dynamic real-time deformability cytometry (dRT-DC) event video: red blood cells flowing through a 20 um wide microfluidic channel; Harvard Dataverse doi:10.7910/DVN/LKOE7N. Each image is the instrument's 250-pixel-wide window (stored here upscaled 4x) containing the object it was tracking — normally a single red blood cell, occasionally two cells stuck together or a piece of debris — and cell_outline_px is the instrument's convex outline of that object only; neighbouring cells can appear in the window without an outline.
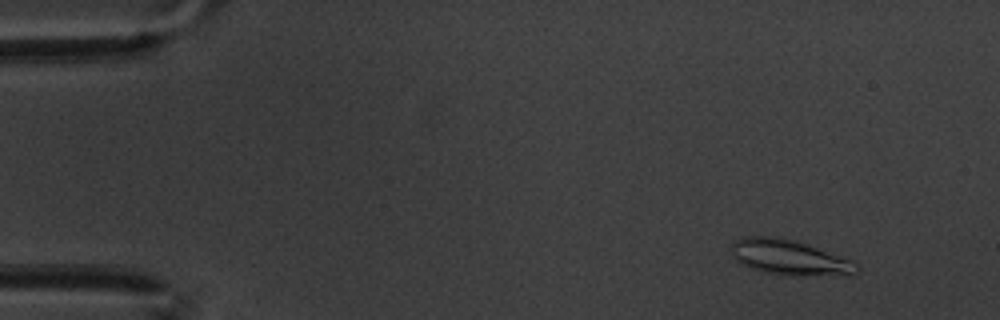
{"species": "common noctule bat (a hibernating species)", "species_latin": "Nyctalus noctula", "temperature_condition": "warm", "stored_images_in_passage": 60, "camera_frame_rate_fps": 3000, "um_per_image_px": 0.085, "animal": {"sex": "male", "body_mass_g": 20.1, "forearm_length_mm": 53.5}, "frame": {"image": 1, "passage_image": 6, "time_ms": 1.667, "image_size_px": [1000, 320], "cell_outline_px": [[860, 268], [856, 272], [792, 276], [764, 272], [752, 268], [736, 260], [732, 256], [732, 244], [736, 240], [744, 236], [780, 236], [796, 240], [848, 260], [856, 264]], "centroid_in_image_um": [66.98, 21.85], "position_along_channel_um": 18.0, "area_um2": 24.91}}
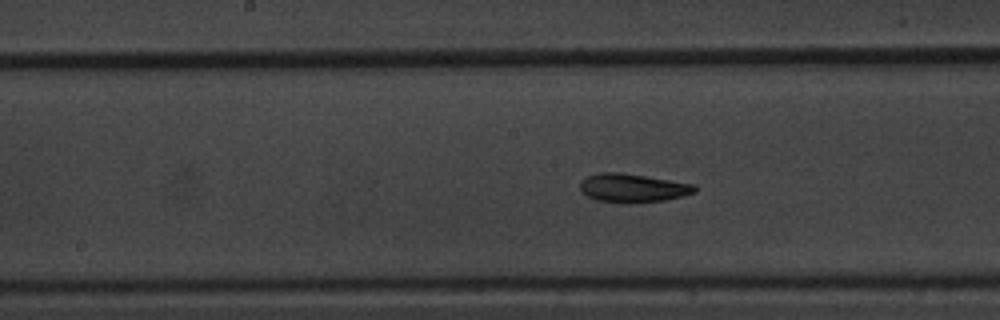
{"frame": {"image": 2, "passage_image": 31, "time_ms": 10.0, "image_size_px": [1000, 320], "cell_outline_px": [[696, 192], [684, 196], [664, 200], [620, 204], [596, 200], [580, 192], [580, 180], [584, 176], [600, 172], [620, 172], [696, 184]], "centroid_in_image_um": [53.74, 15.98], "position_along_channel_um": 194.5, "area_um2": 19.48}}
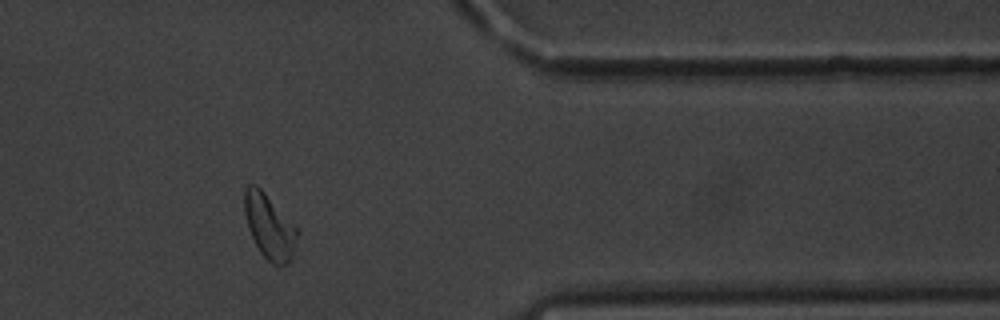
{"frame": {"image": 3, "passage_image": 50, "time_ms": 16.333, "image_size_px": [1000, 320], "cell_outline_px": [[296, 236], [292, 252], [288, 264], [272, 264], [260, 252], [248, 228], [244, 212], [244, 188], [248, 184], [256, 184], [296, 224]], "centroid_in_image_um": [22.86, 19.19], "position_along_channel_um": 388.5, "area_um2": 19.59}, "authors_computed_cell_mechanics": {"area_um2": 19.6809, "velocity_mm_per_s": 3.3454, "shape_relaxation_time_tau1_ms": 4.6488, "shape_relaxation_time_tau2_ms": 3.7882, "deformation_change_tau1": 0.1312, "deformation_change_tau2": 0.1005}}